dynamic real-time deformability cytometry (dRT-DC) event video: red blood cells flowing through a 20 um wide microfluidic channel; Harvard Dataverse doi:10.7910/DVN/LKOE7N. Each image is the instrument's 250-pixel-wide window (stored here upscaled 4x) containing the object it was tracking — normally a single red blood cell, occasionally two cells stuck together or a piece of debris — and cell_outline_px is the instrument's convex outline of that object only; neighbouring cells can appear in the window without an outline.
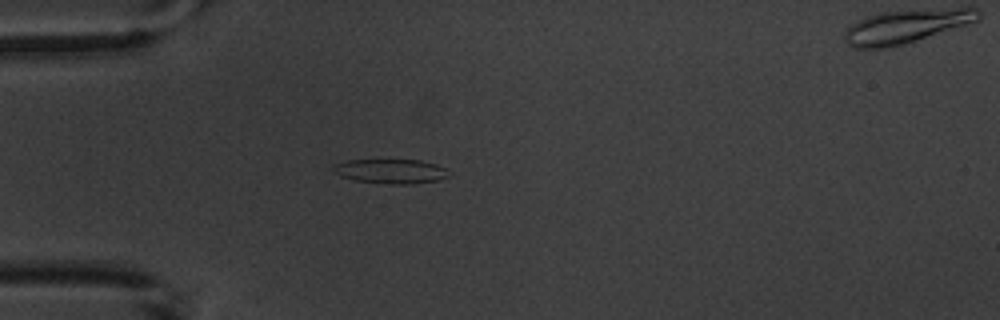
{"species": "common noctule bat (a hibernating species)", "species_latin": "Nyctalus noctula", "temperature_condition": "warm", "stored_images_in_passage": 3, "camera_frame_rate_fps": 3000, "um_per_image_px": 0.085, "animal": {"sex": "male", "body_mass_g": 20.1, "forearm_length_mm": 53.5}, "frame": {"image": 1, "passage_image": 2, "time_ms": 1.0, "image_size_px": [1000, 320], "cell_outline_px": [[448, 176], [440, 180], [408, 184], [392, 184], [356, 180], [340, 176], [332, 168], [336, 164], [348, 160], [420, 160], [436, 164], [448, 168]], "centroid_in_image_um": [33.27, 14.55], "position_along_channel_um": 51.7, "area_um2": 16.3}}